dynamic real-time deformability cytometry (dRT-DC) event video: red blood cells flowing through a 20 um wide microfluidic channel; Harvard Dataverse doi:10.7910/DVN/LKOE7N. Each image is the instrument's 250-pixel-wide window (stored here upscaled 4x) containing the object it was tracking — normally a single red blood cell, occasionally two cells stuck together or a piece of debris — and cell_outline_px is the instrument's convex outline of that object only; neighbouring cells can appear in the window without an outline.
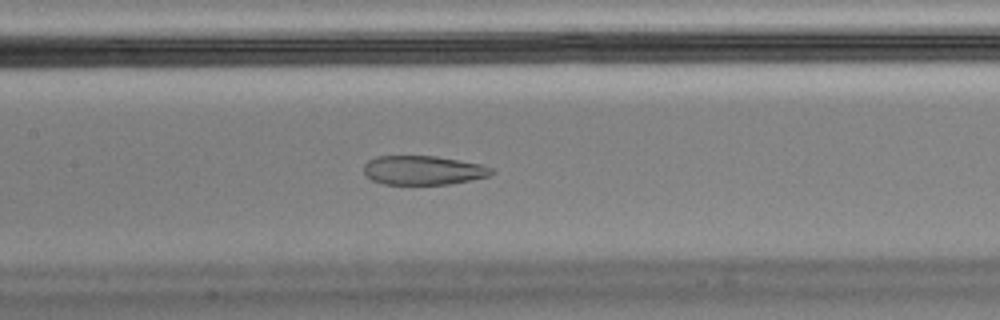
{"species": "Egyptian fruit bat (a non-hibernating species)", "species_latin": "Rousettus aegyptiacus", "temperature_condition": "cold", "stored_images_in_passage": 25, "camera_frame_rate_fps": 3000, "um_per_image_px": 0.085, "animal": {"sex": "male"}, "frame": {"image": 1, "passage_image": 18, "time_ms": 5.667, "image_size_px": [1000, 320], "cell_outline_px": [[496, 172], [488, 176], [452, 184], [384, 184], [372, 180], [364, 172], [364, 164], [368, 160], [376, 156], [436, 156], [480, 164], [492, 168]], "centroid_in_image_um": [35.97, 14.47], "position_along_channel_um": 171.4, "area_um2": 21.62}}